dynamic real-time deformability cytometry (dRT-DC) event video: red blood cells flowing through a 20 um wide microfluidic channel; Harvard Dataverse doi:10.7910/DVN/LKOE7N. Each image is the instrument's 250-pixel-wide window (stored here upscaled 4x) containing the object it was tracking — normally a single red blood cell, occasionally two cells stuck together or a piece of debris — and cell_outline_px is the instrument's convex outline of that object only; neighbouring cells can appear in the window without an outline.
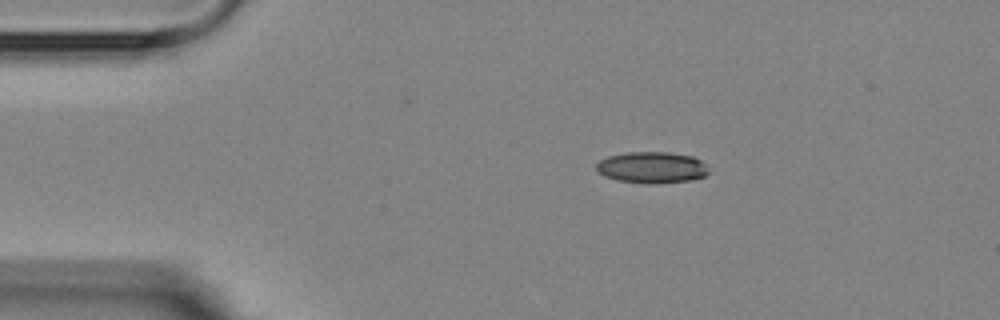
{"species": "Egyptian fruit bat (a non-hibernating species)", "species_latin": "Rousettus aegyptiacus", "temperature_condition": "room temperature", "stored_images_in_passage": 7, "camera_frame_rate_fps": 3000, "um_per_image_px": 0.085, "animal": {"sex": "female"}, "frame": {"image": 1, "passage_image": 1, "time_ms": 0.0, "image_size_px": [1000, 320], "cell_outline_px": [[708, 172], [704, 176], [692, 180], [616, 180], [604, 176], [596, 168], [596, 164], [600, 160], [608, 156], [624, 152], [668, 152], [692, 156], [700, 160], [704, 164]], "centroid_in_image_um": [55.37, 14.16], "position_along_channel_um": 29.6, "area_um2": 19.36}}
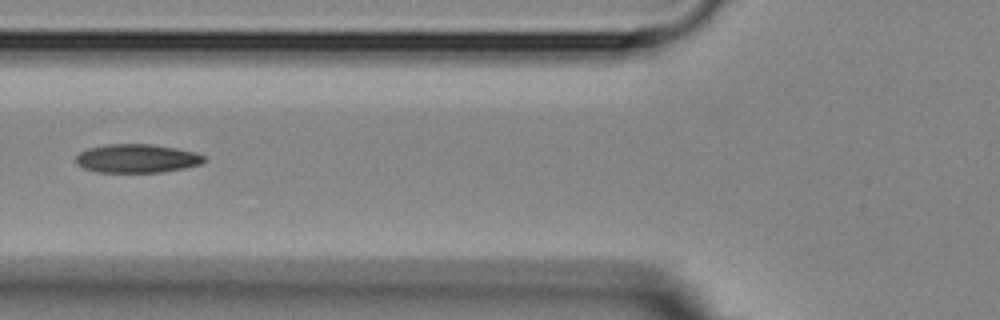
{"frame": {"image": 2, "passage_image": 4, "time_ms": 3.667, "image_size_px": [1000, 320], "cell_outline_px": [[204, 160], [200, 164], [184, 168], [160, 172], [100, 172], [84, 168], [76, 164], [76, 156], [80, 152], [88, 148], [104, 144], [152, 144], [176, 148], [192, 152], [204, 156]], "centroid_in_image_um": [11.59, 13.46], "position_along_channel_um": 114.2, "area_um2": 21.21}}
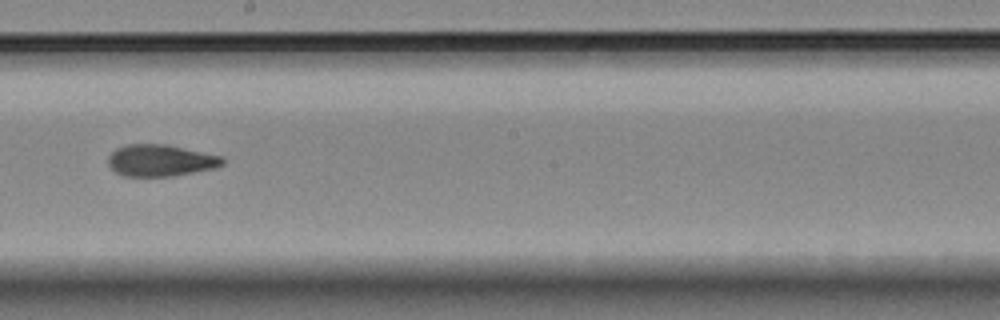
{"frame": {"image": 3, "passage_image": 7, "time_ms": 7.0, "image_size_px": [1000, 320], "cell_outline_px": [[224, 164], [216, 168], [172, 176], [124, 176], [116, 172], [108, 164], [108, 156], [116, 148], [128, 144], [164, 144], [224, 156]], "centroid_in_image_um": [13.66, 13.64], "position_along_channel_um": 234.5, "area_um2": 21.15}}